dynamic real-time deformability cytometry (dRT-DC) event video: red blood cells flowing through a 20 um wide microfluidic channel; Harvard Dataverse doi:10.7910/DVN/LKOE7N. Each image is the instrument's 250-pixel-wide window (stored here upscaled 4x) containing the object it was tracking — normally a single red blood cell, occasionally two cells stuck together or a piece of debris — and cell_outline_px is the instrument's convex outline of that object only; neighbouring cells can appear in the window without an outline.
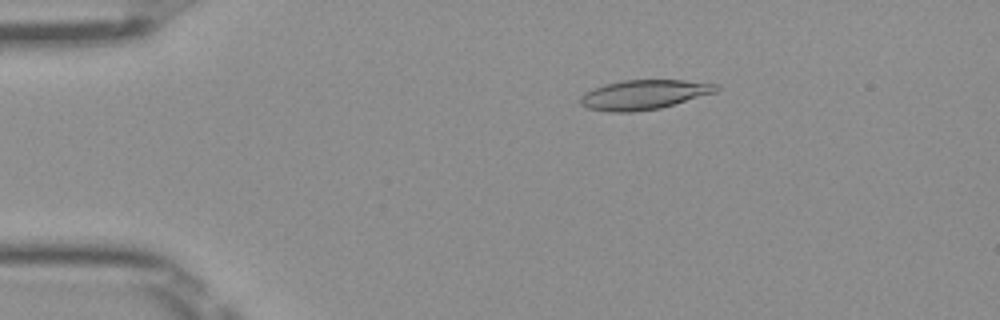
{"species": "Egyptian fruit bat (a non-hibernating species)", "species_latin": "Rousettus aegyptiacus", "temperature_condition": "room temperature", "stored_images_in_passage": 48, "camera_frame_rate_fps": 3000, "um_per_image_px": 0.085, "frame": {"image": 1, "passage_image": 7, "time_ms": 2.0, "image_size_px": [1000, 320], "cell_outline_px": [[720, 88], [716, 92], [660, 108], [632, 112], [608, 112], [588, 108], [580, 104], [580, 96], [584, 92], [604, 84], [624, 80], [684, 80], [720, 84]], "centroid_in_image_um": [54.73, 8.04], "position_along_channel_um": 30.3, "area_um2": 23.47}}
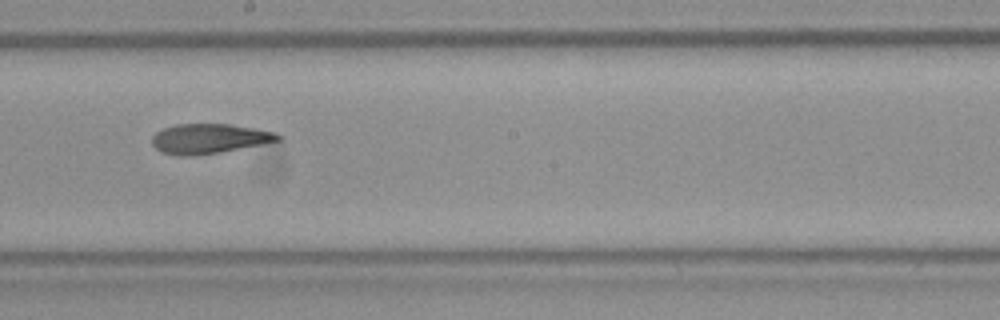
{"frame": {"image": 2, "passage_image": 26, "time_ms": 8.333, "image_size_px": [1000, 320], "cell_outline_px": [[284, 136], [280, 140], [220, 152], [188, 156], [180, 156], [160, 152], [152, 144], [152, 136], [156, 132], [164, 128], [176, 124], [228, 124], [256, 128], [276, 132]], "centroid_in_image_um": [17.78, 11.78], "position_along_channel_um": 230.4, "area_um2": 21.79}}
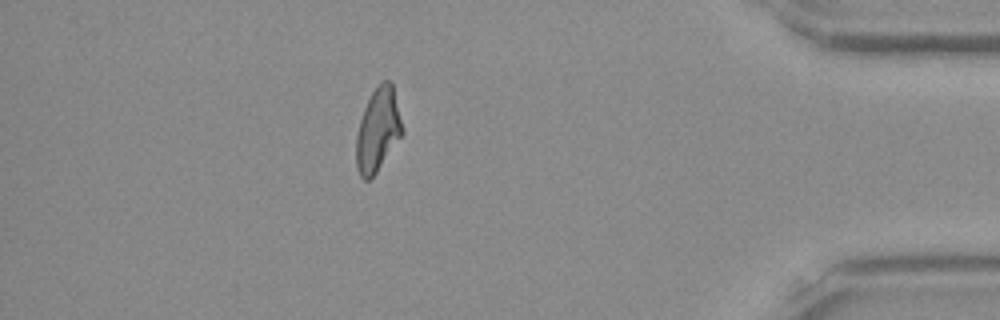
{"frame": {"image": 3, "passage_image": 42, "time_ms": 13.667, "image_size_px": [1000, 320], "cell_outline_px": [[404, 132], [376, 172], [368, 180], [364, 180], [360, 176], [356, 168], [356, 136], [360, 120], [364, 108], [372, 92], [380, 80], [388, 80], [392, 84], [404, 128]], "centroid_in_image_um": [32.12, 11.03], "position_along_channel_um": 403.1, "area_um2": 22.31}, "authors_computed_cell_mechanics": {"area_um2": 22.831, "velocity_mm_per_s": 4.0378, "shape_relaxation_time_tau1_ms": null, "shape_relaxation_time_tau2_ms": 5.2492, "deformation_change_tau1": null, "deformation_change_tau2": 0.153}}